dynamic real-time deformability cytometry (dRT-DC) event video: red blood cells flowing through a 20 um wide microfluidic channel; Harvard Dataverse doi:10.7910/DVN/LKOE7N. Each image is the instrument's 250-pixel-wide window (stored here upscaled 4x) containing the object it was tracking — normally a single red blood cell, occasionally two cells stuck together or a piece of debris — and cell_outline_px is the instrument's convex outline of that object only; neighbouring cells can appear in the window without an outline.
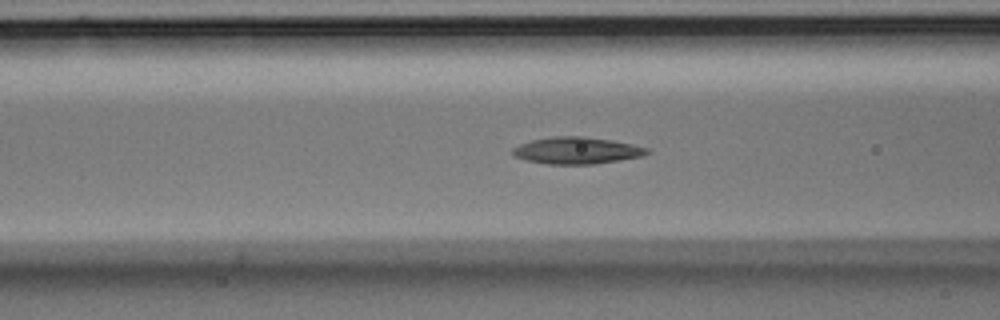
{"species": "Egyptian fruit bat (a non-hibernating species)", "species_latin": "Rousettus aegyptiacus", "temperature_condition": "room temperature", "stored_images_in_passage": 54, "camera_frame_rate_fps": 3000, "um_per_image_px": 0.085, "animal": {"sex": "male"}, "frame": {"image": 1, "passage_image": 20, "time_ms": 6.333, "image_size_px": [1000, 320], "cell_outline_px": [[648, 152], [640, 156], [620, 160], [596, 164], [548, 164], [528, 160], [512, 156], [512, 148], [520, 144], [532, 140], [556, 136], [584, 136], [608, 140], [648, 148]], "centroid_in_image_um": [48.96, 12.8], "position_along_channel_um": 117.6, "area_um2": 20.63}}
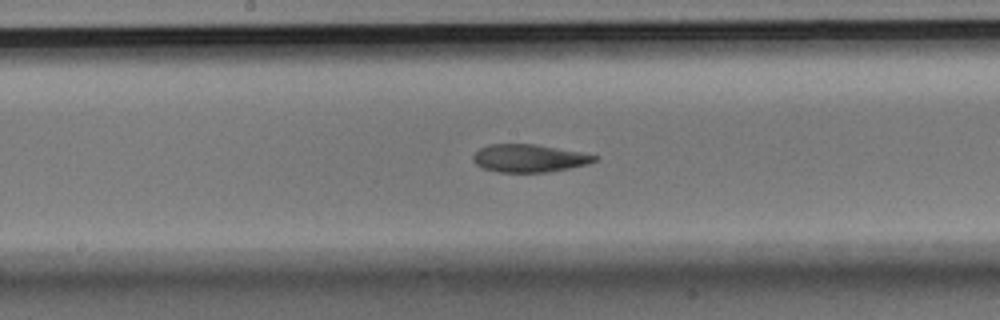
{"frame": {"image": 2, "passage_image": 27, "time_ms": 8.667, "image_size_px": [1000, 320], "cell_outline_px": [[600, 156], [596, 160], [588, 164], [548, 172], [496, 172], [484, 168], [476, 164], [472, 160], [472, 156], [480, 148], [492, 144], [536, 144], [580, 152]], "centroid_in_image_um": [44.97, 13.45], "position_along_channel_um": 203.2, "area_um2": 19.59}}
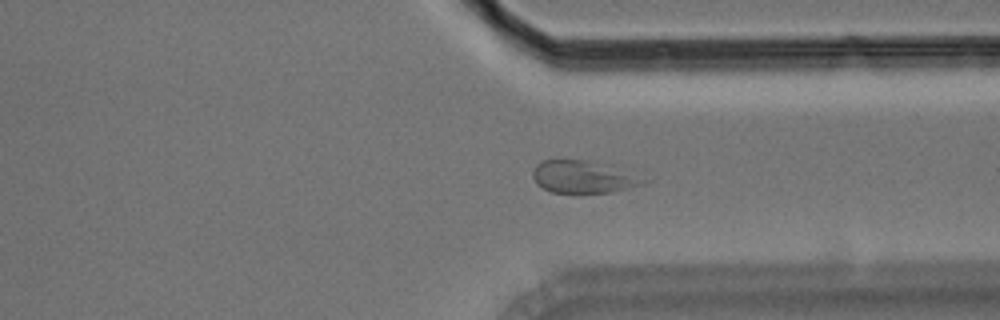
{"frame": {"image": 3, "passage_image": 40, "time_ms": 13.0, "image_size_px": [1000, 320], "cell_outline_px": [[648, 180], [640, 184], [608, 192], [552, 192], [536, 184], [532, 176], [532, 172], [536, 164], [544, 160], [588, 160]], "centroid_in_image_um": [49.41, 15.03], "position_along_channel_um": 362.0, "area_um2": 19.83}, "authors_computed_cell_mechanics": {"area_um2": 21.2415, "velocity_mm_per_s": 3.6652, "shape_relaxation_time_tau1_ms": null, "shape_relaxation_time_tau2_ms": 1.4159, "deformation_change_tau1": null, "deformation_change_tau2": 0.0753}}